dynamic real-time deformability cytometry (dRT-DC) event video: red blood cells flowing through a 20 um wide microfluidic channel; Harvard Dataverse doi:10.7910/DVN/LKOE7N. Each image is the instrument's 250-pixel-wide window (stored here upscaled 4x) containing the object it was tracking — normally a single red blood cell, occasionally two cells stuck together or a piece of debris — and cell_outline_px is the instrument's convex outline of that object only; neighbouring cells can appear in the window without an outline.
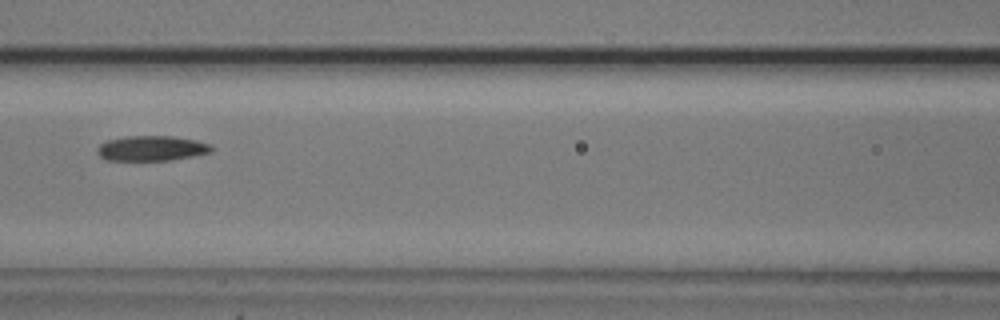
{"species": "common noctule bat (a hibernating species)", "species_latin": "Nyctalus noctula", "temperature_condition": "cold", "stored_images_in_passage": 3, "camera_frame_rate_fps": 3000, "um_per_image_px": 0.085, "animal": {"sex": "male", "body_mass_g": 20.5, "forearm_length_mm": 52.5}, "frame": {"image": 1, "passage_image": 3, "time_ms": 3.333, "image_size_px": [1000, 320], "cell_outline_px": [[216, 148], [212, 152], [172, 160], [104, 160], [96, 152], [96, 148], [100, 144], [108, 140], [124, 136], [172, 136], [196, 140], [212, 144]], "centroid_in_image_um": [12.91, 12.6], "position_along_channel_um": 153.7, "area_um2": 16.94}}